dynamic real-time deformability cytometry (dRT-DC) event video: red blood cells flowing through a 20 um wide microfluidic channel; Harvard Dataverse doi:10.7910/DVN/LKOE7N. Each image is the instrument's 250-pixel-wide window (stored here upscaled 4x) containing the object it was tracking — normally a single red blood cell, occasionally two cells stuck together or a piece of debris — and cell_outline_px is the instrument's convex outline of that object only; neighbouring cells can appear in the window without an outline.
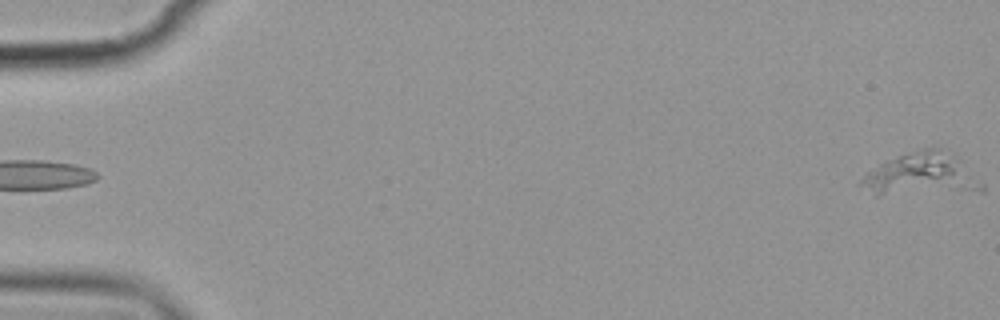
{"species": "common noctule bat (a hibernating species)", "species_latin": "Nyctalus noctula", "temperature_condition": "cold", "stored_images_in_passage": 6, "camera_frame_rate_fps": 3000, "um_per_image_px": 0.085, "animal": {"sex": "female", "body_mass_g": 19.9}, "frame": {"image": 1, "passage_image": 6, "time_ms": 6.0, "image_size_px": [1000, 320], "cell_outline_px": [[956, 160], [952, 172], [940, 176], [876, 196], [856, 184], [868, 172], [880, 164], [888, 160], [936, 144]], "centroid_in_image_um": [77.17, 14.48], "position_along_channel_um": 7.8, "area_um2": 19.31}}